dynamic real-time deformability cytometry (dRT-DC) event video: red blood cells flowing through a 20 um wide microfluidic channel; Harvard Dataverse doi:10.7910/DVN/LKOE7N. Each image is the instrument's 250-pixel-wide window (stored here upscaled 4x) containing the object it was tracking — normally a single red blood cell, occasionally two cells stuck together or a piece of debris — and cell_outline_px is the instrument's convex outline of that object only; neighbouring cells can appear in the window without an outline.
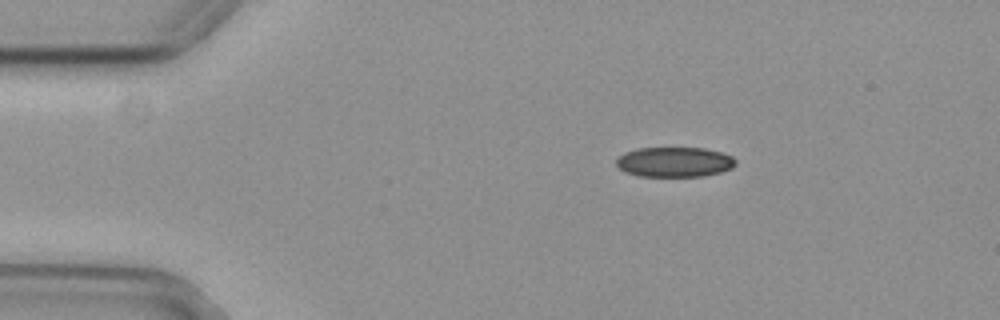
{"species": "common noctule bat (a hibernating species)", "species_latin": "Nyctalus noctula", "temperature_condition": "cold", "stored_images_in_passage": 55, "camera_frame_rate_fps": 3000, "um_per_image_px": 0.085, "animal": {"sex": "female", "body_mass_g": 29.2, "forearm_length_mm": 56.3}, "frame": {"image": 1, "passage_image": 9, "time_ms": 2.667, "image_size_px": [1000, 320], "cell_outline_px": [[736, 164], [732, 168], [720, 172], [704, 176], [640, 176], [624, 172], [616, 164], [616, 160], [624, 152], [636, 148], [704, 148], [720, 152], [732, 156], [736, 160]], "centroid_in_image_um": [57.33, 13.77], "position_along_channel_um": 27.7, "area_um2": 20.87}}
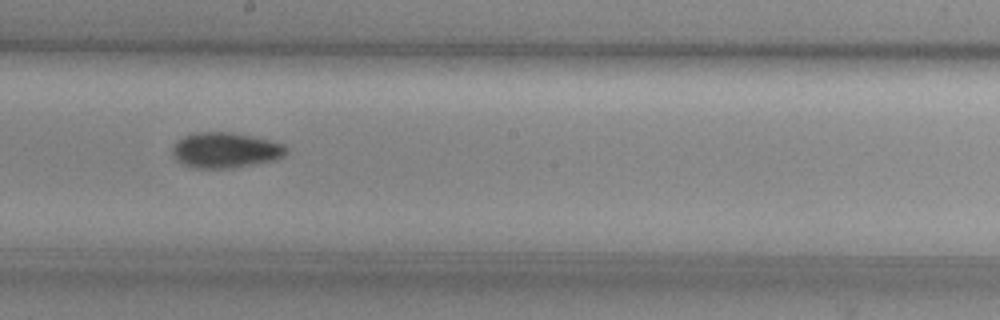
{"frame": {"image": 2, "passage_image": 30, "time_ms": 9.667, "image_size_px": [1000, 320], "cell_outline_px": [[288, 148], [276, 160], [232, 168], [192, 168], [176, 160], [172, 156], [172, 148], [184, 136], [200, 132], [232, 132], [252, 136], [284, 144]], "centroid_in_image_um": [19.14, 12.77], "position_along_channel_um": 229.1, "area_um2": 23.29}}
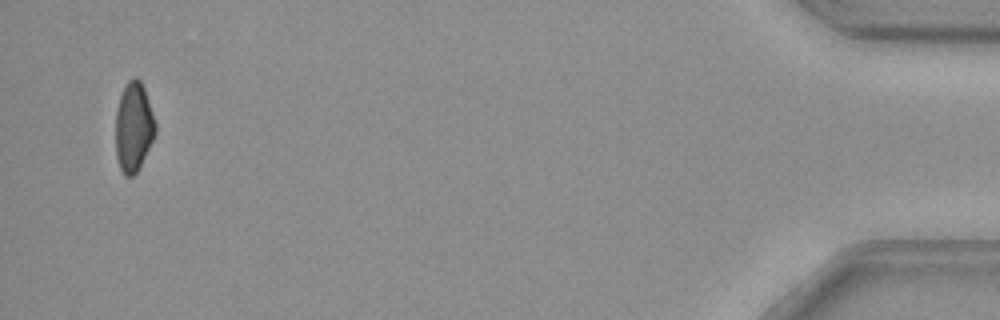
{"frame": {"image": 3, "passage_image": 53, "time_ms": 17.333, "image_size_px": [1000, 320], "cell_outline_px": [[156, 132], [136, 172], [132, 176], [124, 176], [120, 168], [116, 156], [116, 112], [120, 96], [128, 80], [136, 76], [140, 80], [144, 88], [156, 124]], "centroid_in_image_um": [11.34, 10.78], "position_along_channel_um": 423.9, "area_um2": 20.35}, "authors_computed_cell_mechanics": {"area_um2": 21.9062, "velocity_mm_per_s": 3.7216, "shape_relaxation_time_tau1_ms": 5.3474, "shape_relaxation_time_tau2_ms": null, "deformation_change_tau1": 0.1225, "deformation_change_tau2": null}}